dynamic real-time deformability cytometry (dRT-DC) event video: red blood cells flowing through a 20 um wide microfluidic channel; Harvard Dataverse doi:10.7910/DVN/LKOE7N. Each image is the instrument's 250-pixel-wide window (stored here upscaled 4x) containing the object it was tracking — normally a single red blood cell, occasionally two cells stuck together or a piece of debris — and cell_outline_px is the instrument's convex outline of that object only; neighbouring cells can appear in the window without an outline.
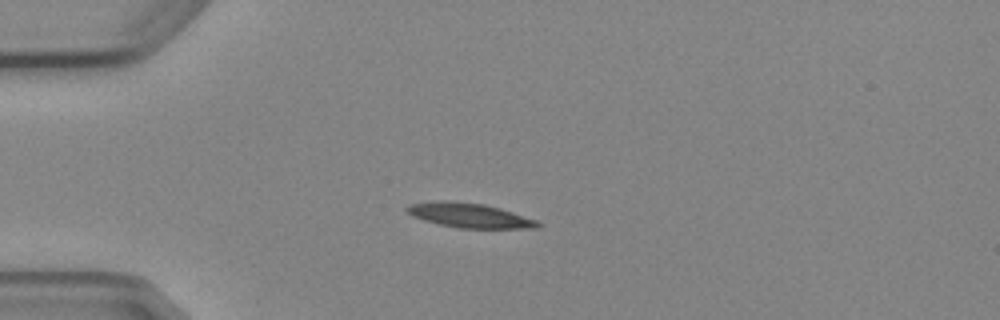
{"species": "Egyptian fruit bat (a non-hibernating species)", "species_latin": "Rousettus aegyptiacus", "temperature_condition": "cold", "stored_images_in_passage": 8, "camera_frame_rate_fps": 3000, "um_per_image_px": 0.085, "animal": {"sex": "female"}, "frame": {"image": 1, "passage_image": 3, "time_ms": 3.333, "image_size_px": [1000, 320], "cell_outline_px": [[540, 224], [536, 228], [456, 228], [424, 220], [412, 216], [404, 208], [408, 204], [440, 200], [444, 200], [484, 204], [500, 208], [536, 220]], "centroid_in_image_um": [39.85, 18.3], "position_along_channel_um": 45.2, "area_um2": 18.55}}
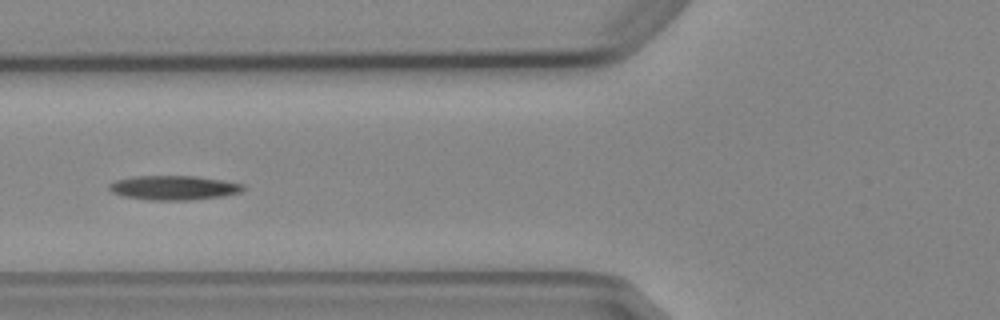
{"frame": {"image": 2, "passage_image": 5, "time_ms": 5.667, "image_size_px": [1000, 320], "cell_outline_px": [[244, 188], [240, 192], [224, 196], [188, 200], [152, 200], [124, 196], [112, 192], [108, 188], [108, 184], [116, 180], [136, 176], [196, 176], [224, 180], [244, 184]], "centroid_in_image_um": [14.78, 15.95], "position_along_channel_um": 111.0, "area_um2": 18.96}}